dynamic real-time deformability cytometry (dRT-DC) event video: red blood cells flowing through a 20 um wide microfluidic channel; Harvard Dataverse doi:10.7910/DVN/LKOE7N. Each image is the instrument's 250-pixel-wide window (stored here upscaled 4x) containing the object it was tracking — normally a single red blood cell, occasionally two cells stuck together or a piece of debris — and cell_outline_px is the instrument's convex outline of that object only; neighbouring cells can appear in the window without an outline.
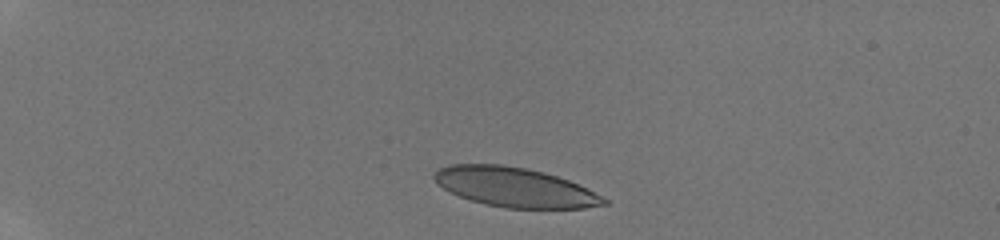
{"species": "human", "species_latin": "Homo sapiens", "temperature_condition": "room temperature", "stored_images_in_passage": 11, "camera_frame_rate_fps": 3000, "um_per_image_px": 0.085, "donor": {"sex": "male"}, "frame": {"image": 1, "passage_image": 1, "time_ms": 0.0, "image_size_px": [1000, 240], "cell_outline_px": [[608, 204], [584, 208], [504, 208], [484, 204], [460, 196], [436, 184], [432, 176], [432, 172], [448, 164], [504, 164], [528, 168], [544, 172], [568, 180], [588, 188], [608, 200]], "centroid_in_image_um": [43.74, 15.9], "position_along_channel_um": 41.3, "area_um2": 39.19}}
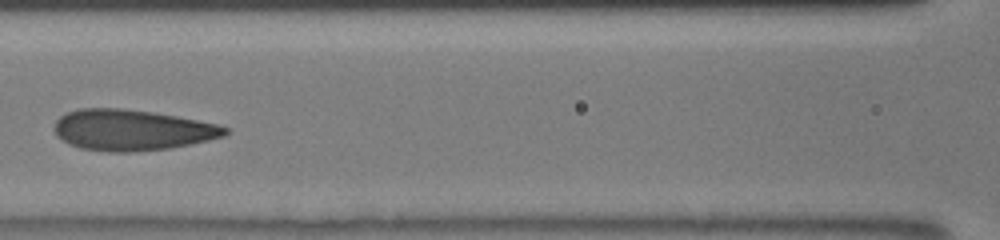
{"frame": {"image": 2, "passage_image": 5, "time_ms": 4.667, "image_size_px": [1000, 240], "cell_outline_px": [[228, 132], [224, 136], [192, 144], [168, 148], [128, 152], [108, 152], [80, 148], [68, 144], [60, 140], [56, 136], [52, 128], [56, 120], [60, 116], [68, 112], [80, 108], [120, 108], [152, 112], [176, 116], [216, 124], [228, 128]], "centroid_in_image_um": [11.14, 11.06], "position_along_channel_um": 155.5, "area_um2": 40.75}}
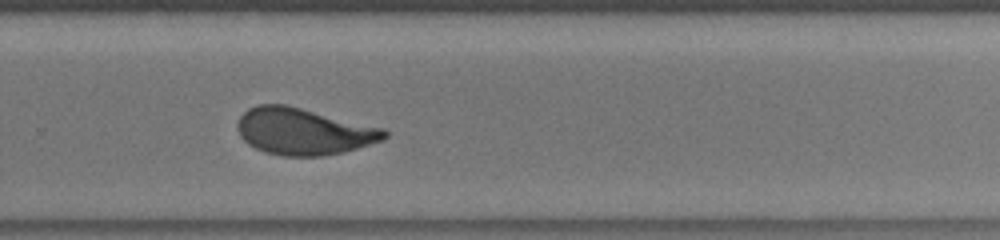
{"frame": {"image": 3, "passage_image": 10, "time_ms": 8.333, "image_size_px": [1000, 240], "cell_outline_px": [[388, 136], [384, 140], [344, 152], [324, 156], [284, 156], [264, 152], [248, 144], [240, 136], [236, 128], [236, 124], [240, 116], [248, 108], [256, 104], [284, 104], [384, 128], [388, 132]], "centroid_in_image_um": [25.79, 11.17], "position_along_channel_um": 304.0, "area_um2": 40.11}}